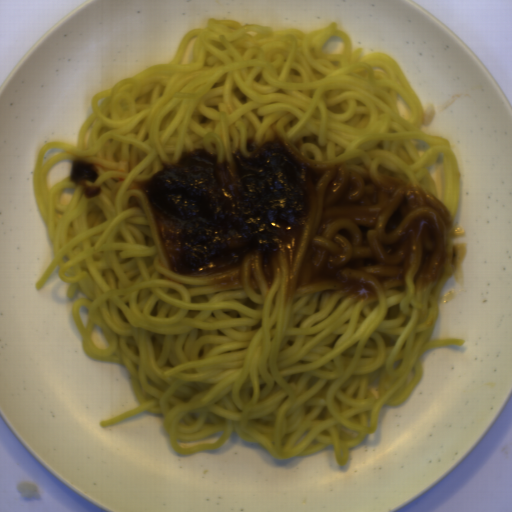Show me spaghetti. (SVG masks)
Listing matches in <instances>:
<instances>
[{
  "instance_id": "c7327b10",
  "label": "spaghetti",
  "mask_w": 512,
  "mask_h": 512,
  "mask_svg": "<svg viewBox=\"0 0 512 512\" xmlns=\"http://www.w3.org/2000/svg\"><path fill=\"white\" fill-rule=\"evenodd\" d=\"M76 145L51 141L33 166L32 191L52 259L37 280L68 282L83 351L123 366L139 401L108 427L161 414L173 450L224 448L233 432L276 460L333 446L345 465L383 406L406 402L423 377V354L466 340L428 341L439 297L463 279L468 243L455 244L461 199L457 157L422 131L425 109L394 58L353 50L335 21L299 28L207 19L157 63L97 92ZM280 135L312 163L413 182L444 203L442 277L380 294H296L169 267L144 194L132 188L191 147L220 158ZM71 164L47 185L48 167ZM93 163L99 196L70 178Z\"/></svg>"
}]
</instances>
